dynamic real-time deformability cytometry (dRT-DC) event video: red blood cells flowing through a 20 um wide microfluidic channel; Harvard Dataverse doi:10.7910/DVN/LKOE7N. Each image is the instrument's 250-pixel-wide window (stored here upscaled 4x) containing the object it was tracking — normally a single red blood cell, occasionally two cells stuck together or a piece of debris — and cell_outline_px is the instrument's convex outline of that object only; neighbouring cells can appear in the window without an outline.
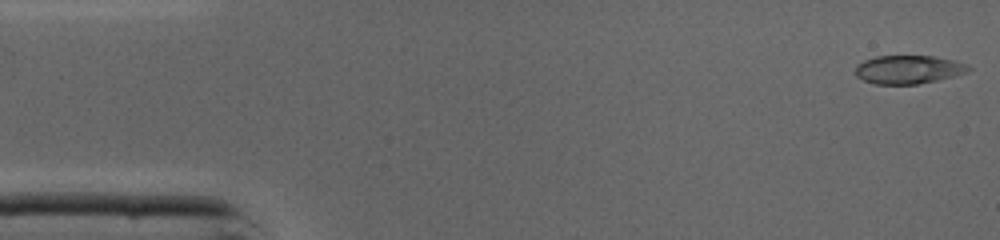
{"species": "common noctule bat (a hibernating species)", "species_latin": "Nyctalus noctula", "temperature_condition": "cold", "stored_images_in_passage": 45, "camera_frame_rate_fps": 3000, "um_per_image_px": 0.085, "animal": {"sex": "male", "body_mass_g": 19.0, "forearm_length_mm": 50.8}, "frame": {"image": 1, "passage_image": 1, "time_ms": 0.0, "image_size_px": [1000, 240], "cell_outline_px": [[972, 68], [968, 72], [936, 80], [916, 84], [876, 84], [864, 80], [856, 76], [856, 64], [864, 60], [876, 56], [932, 56], [952, 60], [968, 64]], "centroid_in_image_um": [77.2, 5.9], "position_along_channel_um": 7.8, "area_um2": 18.61}}
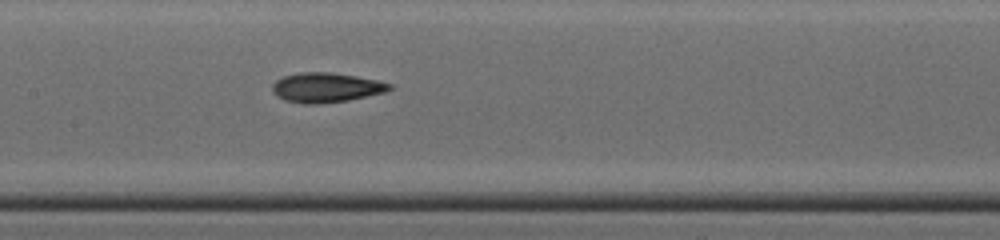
{"frame": {"image": 2, "passage_image": 21, "time_ms": 6.667, "image_size_px": [1000, 240], "cell_outline_px": [[396, 88], [384, 92], [348, 100], [316, 104], [304, 104], [284, 100], [276, 96], [272, 92], [272, 84], [276, 80], [284, 76], [300, 72], [332, 72], [356, 76], [376, 80], [392, 84]], "centroid_in_image_um": [27.71, 7.44], "position_along_channel_um": 179.7, "area_um2": 20.35}}
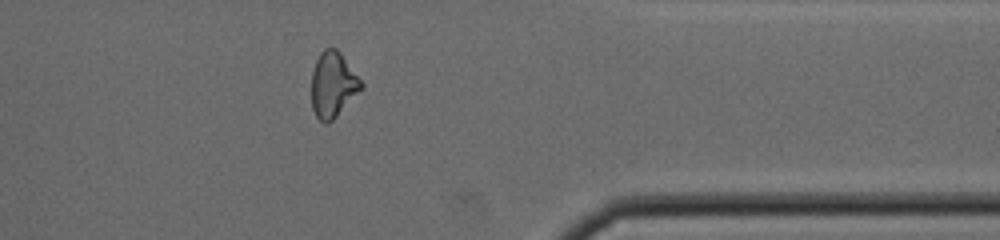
{"frame": {"image": 3, "passage_image": 36, "time_ms": 11.667, "image_size_px": [1000, 240], "cell_outline_px": [[364, 88], [328, 124], [324, 124], [316, 116], [312, 108], [312, 72], [316, 60], [320, 52], [324, 48], [336, 48], [340, 52], [364, 84]], "centroid_in_image_um": [28.31, 7.2], "position_along_channel_um": 383.1, "area_um2": 18.96}, "authors_computed_cell_mechanics": {"area_um2": 19.363, "velocity_mm_per_s": 4.3942, "shape_relaxation_time_tau1_ms": 6.8708, "shape_relaxation_time_tau2_ms": 4.8368, "deformation_change_tau1": 0.1819, "deformation_change_tau2": 0.1316}}